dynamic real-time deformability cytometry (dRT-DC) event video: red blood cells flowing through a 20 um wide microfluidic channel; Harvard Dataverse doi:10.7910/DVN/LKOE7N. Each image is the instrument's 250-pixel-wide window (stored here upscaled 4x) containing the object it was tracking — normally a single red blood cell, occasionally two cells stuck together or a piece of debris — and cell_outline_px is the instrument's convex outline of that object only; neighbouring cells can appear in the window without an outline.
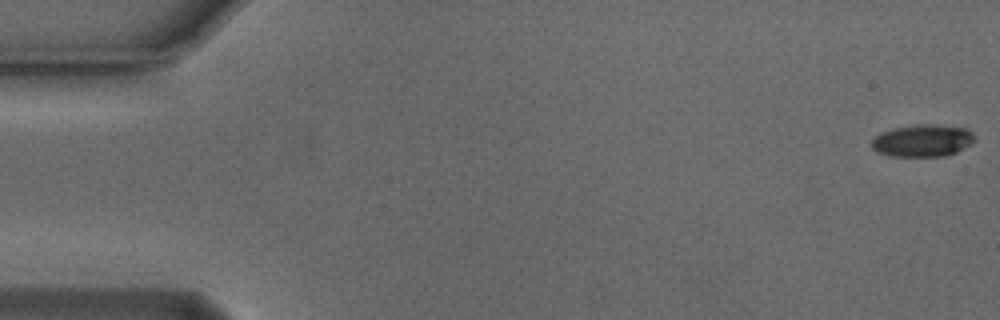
{"species": "Egyptian fruit bat (a non-hibernating species)", "species_latin": "Rousettus aegyptiacus", "temperature_condition": "cold", "stored_images_in_passage": 55, "camera_frame_rate_fps": 3000, "um_per_image_px": 0.085, "animal": {"sex": "male"}, "frame": {"image": 1, "passage_image": 1, "time_ms": 0.0, "image_size_px": [1000, 320], "cell_outline_px": [[976, 140], [972, 144], [956, 152], [944, 156], [888, 156], [876, 152], [872, 148], [872, 140], [880, 132], [892, 128], [916, 124], [932, 124], [968, 128], [972, 132]], "centroid_in_image_um": [78.42, 11.94], "position_along_channel_um": 6.6, "area_um2": 19.59}}
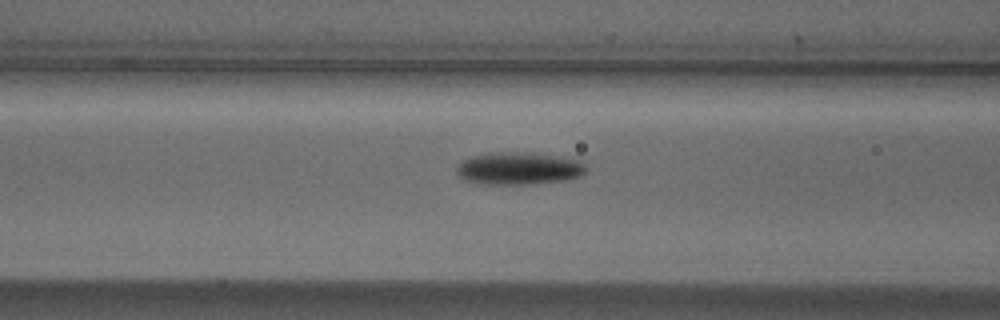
{"frame": {"image": 2, "passage_image": 22, "time_ms": 7.0, "image_size_px": [1000, 320], "cell_outline_px": [[584, 172], [580, 176], [568, 180], [532, 184], [484, 184], [464, 180], [456, 172], [456, 164], [472, 156], [488, 152], [536, 152], [584, 160]], "centroid_in_image_um": [44.11, 14.3], "position_along_channel_um": 122.5, "area_um2": 24.97}}
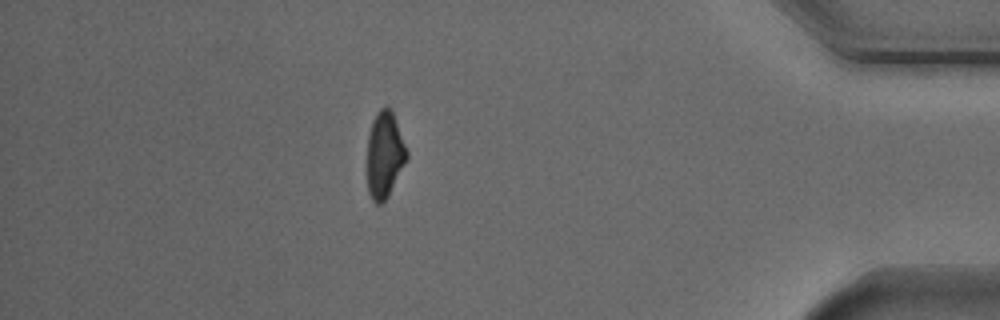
{"frame": {"image": 3, "passage_image": 48, "time_ms": 15.667, "image_size_px": [1000, 320], "cell_outline_px": [[408, 156], [388, 196], [380, 204], [376, 204], [372, 200], [368, 192], [368, 136], [372, 120], [376, 112], [384, 104], [388, 104], [392, 108], [408, 152]], "centroid_in_image_um": [32.69, 13.08], "position_along_channel_um": 402.5, "area_um2": 20.0}, "authors_computed_cell_mechanics": {"area_um2": 21.2126, "velocity_mm_per_s": 3.7636, "shape_relaxation_time_tau1_ms": 3.5629, "shape_relaxation_time_tau2_ms": null, "deformation_change_tau1": 0.1369, "deformation_change_tau2": null}}